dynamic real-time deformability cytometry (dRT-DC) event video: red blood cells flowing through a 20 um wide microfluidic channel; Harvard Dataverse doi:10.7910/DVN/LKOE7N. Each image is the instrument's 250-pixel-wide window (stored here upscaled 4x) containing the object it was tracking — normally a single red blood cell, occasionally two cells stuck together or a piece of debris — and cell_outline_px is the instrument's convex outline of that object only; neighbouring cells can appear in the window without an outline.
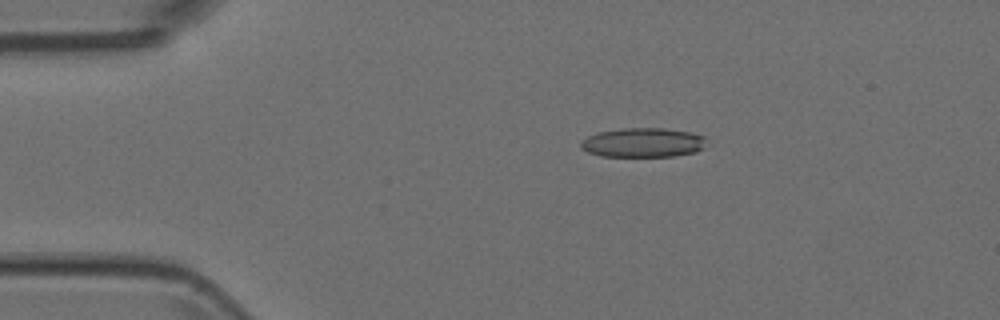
{"species": "Egyptian fruit bat (a non-hibernating species)", "species_latin": "Rousettus aegyptiacus", "temperature_condition": "room temperature", "stored_images_in_passage": 5, "camera_frame_rate_fps": 3000, "um_per_image_px": 0.085, "animal": {"sex": "female"}, "frame": {"image": 1, "passage_image": 3, "time_ms": 0.667, "image_size_px": [1000, 320], "cell_outline_px": [[704, 148], [696, 152], [676, 156], [600, 156], [588, 152], [580, 148], [580, 140], [596, 132], [620, 128], [664, 128], [692, 132], [704, 136]], "centroid_in_image_um": [54.62, 12.11], "position_along_channel_um": 30.4, "area_um2": 21.73}}
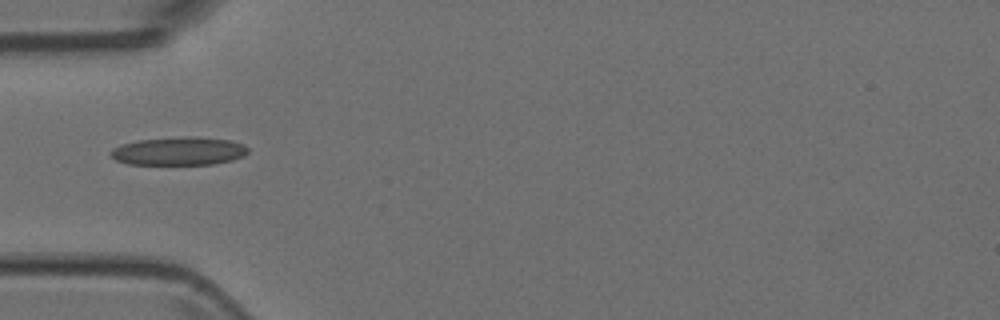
{"frame": {"image": 2, "passage_image": 5, "time_ms": 1.333, "image_size_px": [1000, 320], "cell_outline_px": [[248, 152], [244, 156], [232, 160], [212, 164], [128, 164], [116, 160], [108, 152], [112, 148], [120, 144], [136, 140], [184, 136], [196, 136], [232, 140], [244, 144], [248, 148]], "centroid_in_image_um": [15.2, 12.83], "position_along_channel_um": 69.8, "area_um2": 22.89}}